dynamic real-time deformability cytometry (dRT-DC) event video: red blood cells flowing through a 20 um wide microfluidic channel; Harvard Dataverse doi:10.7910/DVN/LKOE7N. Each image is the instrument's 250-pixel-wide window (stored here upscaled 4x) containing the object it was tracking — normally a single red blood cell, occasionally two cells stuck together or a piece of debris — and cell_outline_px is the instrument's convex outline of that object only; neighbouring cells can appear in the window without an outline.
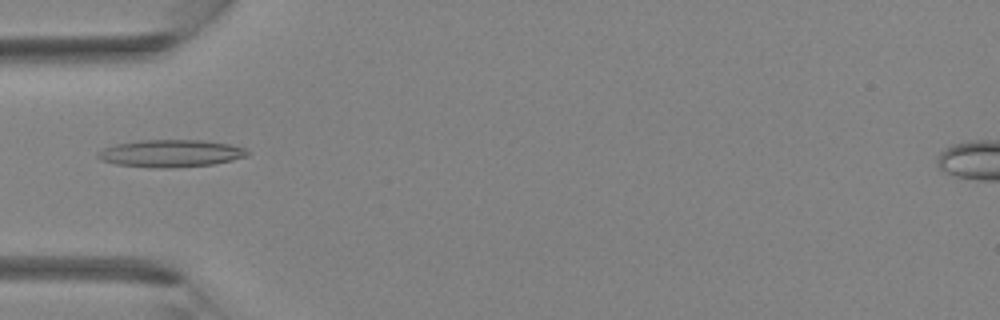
{"species": "Egyptian fruit bat (a non-hibernating species)", "species_latin": "Rousettus aegyptiacus", "temperature_condition": "room temperature", "stored_images_in_passage": 40, "camera_frame_rate_fps": 3000, "um_per_image_px": 0.085, "animal": {"sex": "female"}, "frame": {"image": 1, "passage_image": 13, "time_ms": 4.0, "image_size_px": [1000, 320], "cell_outline_px": [[252, 152], [248, 156], [232, 160], [212, 164], [172, 168], [148, 168], [116, 164], [100, 160], [96, 156], [96, 152], [104, 148], [116, 144], [140, 140], [200, 140], [228, 144], [244, 148]], "centroid_in_image_um": [14.49, 13.04], "position_along_channel_um": 70.5, "area_um2": 23.99}}
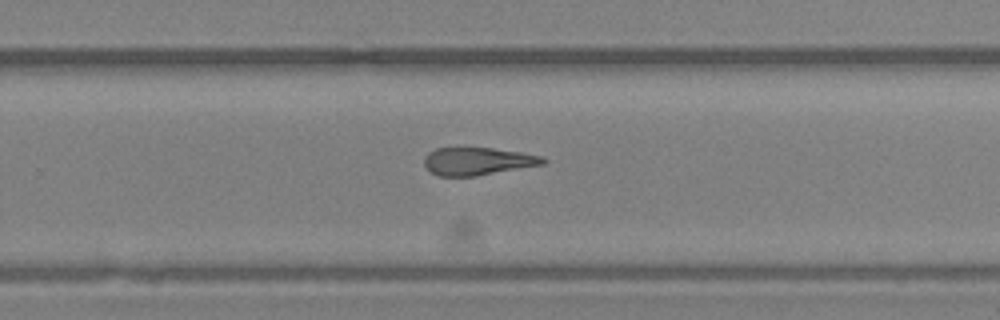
{"frame": {"image": 2, "passage_image": 26, "time_ms": 8.333, "image_size_px": [1000, 320], "cell_outline_px": [[548, 160], [544, 164], [476, 176], [440, 176], [432, 172], [424, 164], [424, 156], [428, 152], [436, 148], [456, 144], [492, 148], [520, 152], [544, 156]], "centroid_in_image_um": [40.56, 13.65], "position_along_channel_um": 289.2, "area_um2": 19.94}}
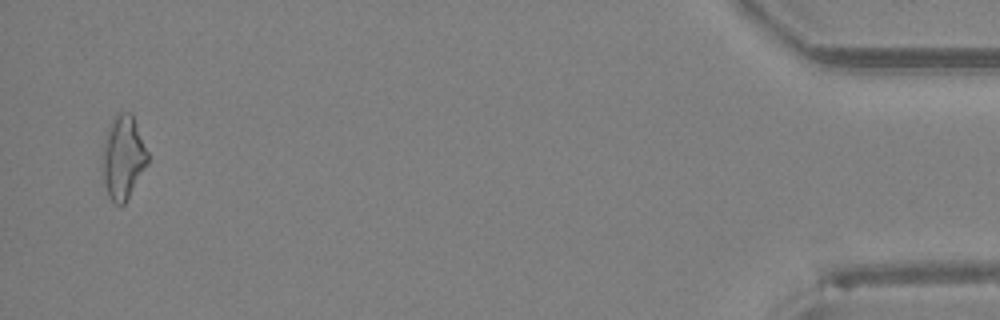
{"frame": {"image": 3, "passage_image": 39, "time_ms": 12.667, "image_size_px": [1000, 320], "cell_outline_px": [[148, 164], [124, 204], [116, 204], [108, 196], [104, 180], [100, 156], [108, 128], [112, 116], [116, 112], [132, 112], [148, 152]], "centroid_in_image_um": [10.45, 13.33], "position_along_channel_um": 424.7, "area_um2": 22.31}}